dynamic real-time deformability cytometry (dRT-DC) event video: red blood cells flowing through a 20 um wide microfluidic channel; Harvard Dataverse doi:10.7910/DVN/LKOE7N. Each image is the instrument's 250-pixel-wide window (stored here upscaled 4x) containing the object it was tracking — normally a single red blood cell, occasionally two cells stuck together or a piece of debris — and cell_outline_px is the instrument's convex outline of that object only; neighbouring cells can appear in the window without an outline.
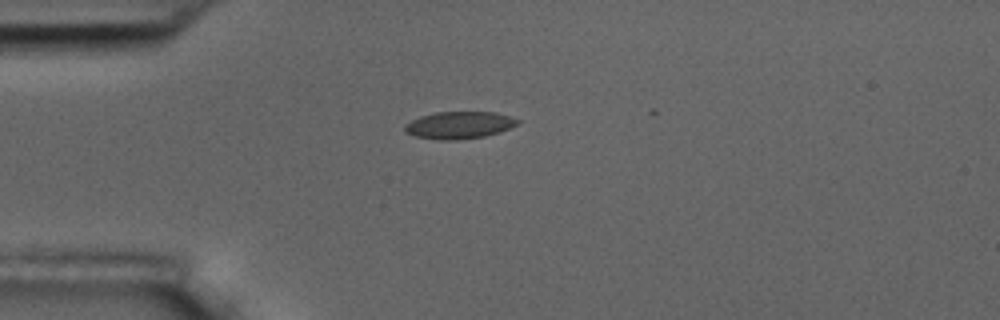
{"species": "common noctule bat (a hibernating species)", "species_latin": "Nyctalus noctula", "temperature_condition": "room temperature", "stored_images_in_passage": 4, "camera_frame_rate_fps": 3000, "um_per_image_px": 0.085, "animal": {"sex": "male", "body_mass_g": 17.5, "forearm_length_mm": 52.3}, "frame": {"image": 1, "passage_image": 1, "time_ms": 0.0, "image_size_px": [1000, 320], "cell_outline_px": [[520, 120], [516, 124], [500, 132], [484, 136], [456, 140], [440, 140], [416, 136], [404, 132], [404, 124], [420, 116], [436, 112], [496, 112]], "centroid_in_image_um": [38.99, 10.63], "position_along_channel_um": 46.0, "area_um2": 17.74}}
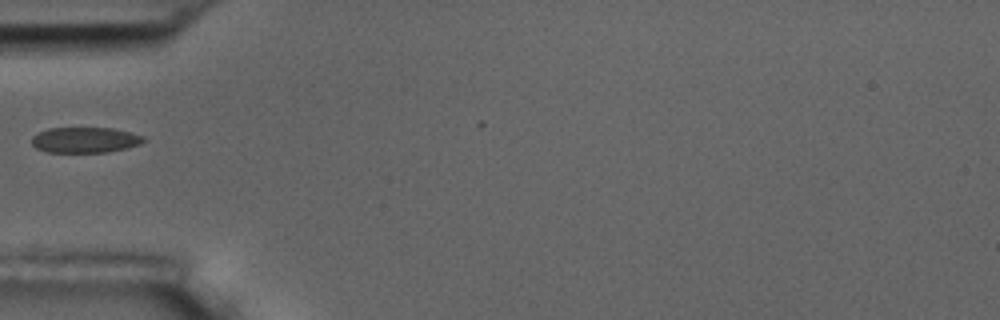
{"frame": {"image": 2, "passage_image": 2, "time_ms": 1.333, "image_size_px": [1000, 320], "cell_outline_px": [[148, 140], [140, 144], [108, 152], [48, 152], [36, 148], [32, 144], [32, 136], [48, 128], [112, 128], [144, 136]], "centroid_in_image_um": [7.23, 11.89], "position_along_channel_um": 77.8, "area_um2": 16.59}}